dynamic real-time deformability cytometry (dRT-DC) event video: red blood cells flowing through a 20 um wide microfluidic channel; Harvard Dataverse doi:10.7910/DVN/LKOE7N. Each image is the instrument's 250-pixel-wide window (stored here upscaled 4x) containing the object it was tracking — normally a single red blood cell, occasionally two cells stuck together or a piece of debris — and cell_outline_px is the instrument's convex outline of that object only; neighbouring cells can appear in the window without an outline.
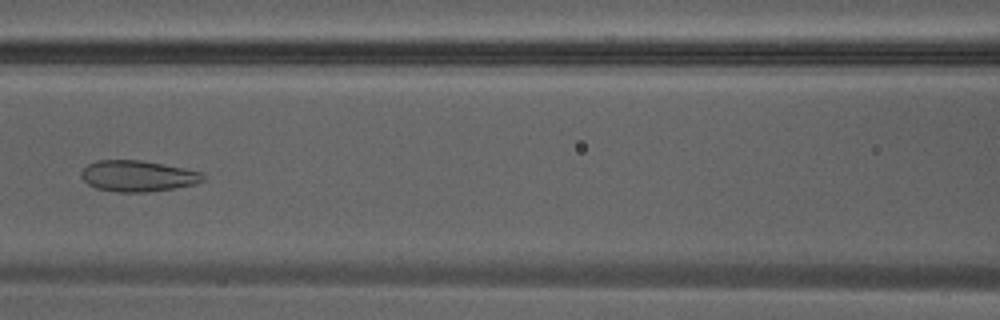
{"species": "Egyptian fruit bat (a non-hibernating species)", "species_latin": "Rousettus aegyptiacus", "temperature_condition": "warm", "stored_images_in_passage": 42, "camera_frame_rate_fps": 3000, "um_per_image_px": 0.085, "animal": {"sex": "male"}, "frame": {"image": 1, "passage_image": 19, "time_ms": 6.0, "image_size_px": [1000, 320], "cell_outline_px": [[204, 180], [196, 184], [148, 192], [116, 192], [96, 188], [88, 184], [84, 180], [80, 172], [88, 164], [96, 160], [140, 160], [184, 168], [200, 172], [204, 176]], "centroid_in_image_um": [11.69, 14.96], "position_along_channel_um": 154.9, "area_um2": 21.91}}
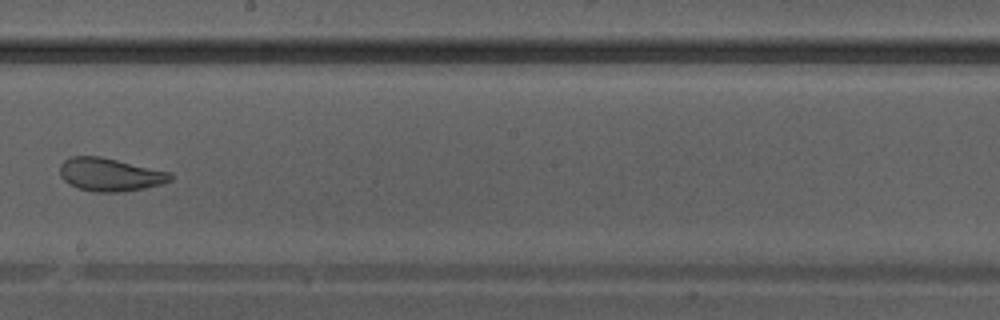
{"frame": {"image": 2, "passage_image": 24, "time_ms": 7.667, "image_size_px": [1000, 320], "cell_outline_px": [[172, 180], [164, 184], [124, 192], [96, 192], [76, 188], [68, 184], [60, 176], [60, 164], [64, 160], [72, 156], [100, 156], [172, 172]], "centroid_in_image_um": [9.36, 14.84], "position_along_channel_um": 238.8, "area_um2": 21.62}}